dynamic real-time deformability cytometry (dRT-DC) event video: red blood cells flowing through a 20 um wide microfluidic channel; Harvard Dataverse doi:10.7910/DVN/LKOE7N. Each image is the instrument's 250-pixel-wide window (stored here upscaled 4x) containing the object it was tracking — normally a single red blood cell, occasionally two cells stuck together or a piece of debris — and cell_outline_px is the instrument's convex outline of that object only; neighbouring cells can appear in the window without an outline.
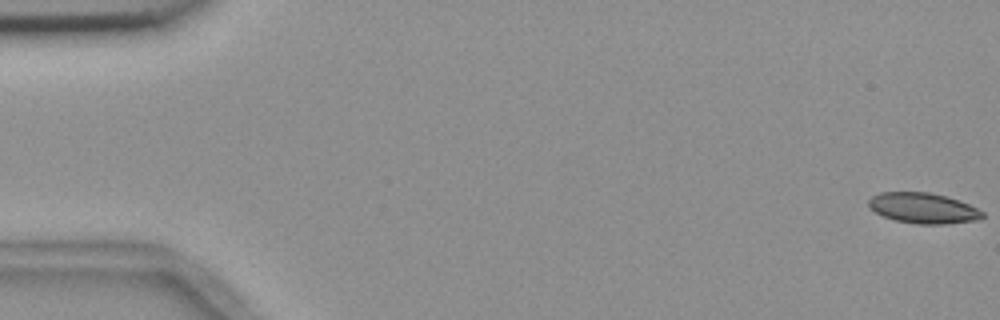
{"species": "common noctule bat (a hibernating species)", "species_latin": "Nyctalus noctula", "temperature_condition": "room temperature", "stored_images_in_passage": 56, "camera_frame_rate_fps": 3000, "um_per_image_px": 0.085, "animal": {"sex": "female", "body_mass_g": 18.4}, "frame": {"image": 1, "passage_image": 1, "time_ms": 0.0, "image_size_px": [1000, 320], "cell_outline_px": [[984, 216], [980, 220], [948, 224], [916, 224], [896, 220], [884, 216], [876, 212], [868, 204], [868, 200], [872, 196], [880, 192], [928, 192], [944, 196], [968, 204], [984, 212]], "centroid_in_image_um": [78.49, 17.7], "position_along_channel_um": 6.5, "area_um2": 20.11}}
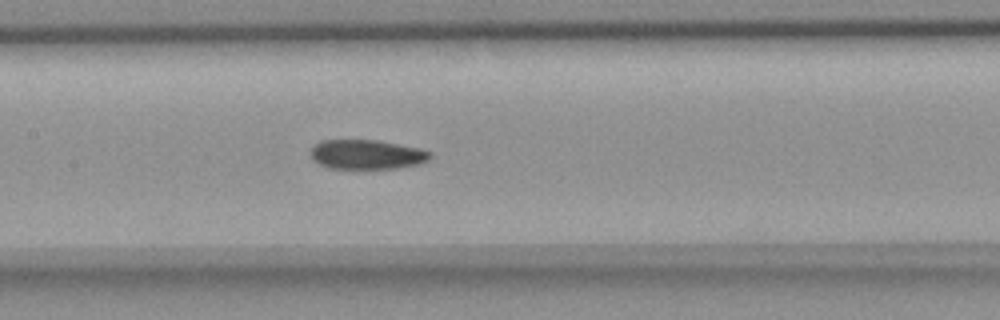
{"frame": {"image": 2, "passage_image": 27, "time_ms": 8.667, "image_size_px": [1000, 320], "cell_outline_px": [[432, 156], [428, 160], [416, 164], [396, 168], [328, 168], [312, 160], [308, 152], [320, 140], [380, 140], [420, 148], [432, 152]], "centroid_in_image_um": [31.15, 13.12], "position_along_channel_um": 176.2, "area_um2": 20.63}}
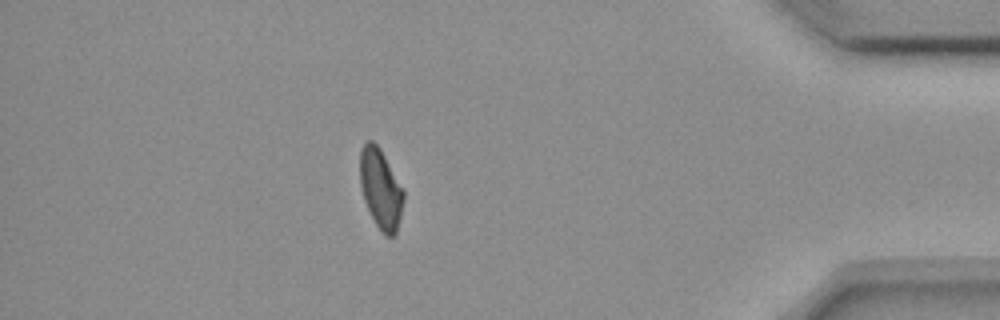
{"frame": {"image": 3, "passage_image": 49, "time_ms": 16.0, "image_size_px": [1000, 320], "cell_outline_px": [[404, 200], [396, 232], [392, 236], [384, 236], [380, 232], [364, 200], [360, 184], [360, 148], [368, 140], [372, 140], [380, 148], [404, 188]], "centroid_in_image_um": [32.36, 16.03], "position_along_channel_um": 402.8, "area_um2": 20.35}, "authors_computed_cell_mechanics": {"area_um2": 21.2126, "velocity_mm_per_s": 3.6887, "shape_relaxation_time_tau1_ms": null, "shape_relaxation_time_tau2_ms": 6.3524, "deformation_change_tau1": null, "deformation_change_tau2": 0.0989}}